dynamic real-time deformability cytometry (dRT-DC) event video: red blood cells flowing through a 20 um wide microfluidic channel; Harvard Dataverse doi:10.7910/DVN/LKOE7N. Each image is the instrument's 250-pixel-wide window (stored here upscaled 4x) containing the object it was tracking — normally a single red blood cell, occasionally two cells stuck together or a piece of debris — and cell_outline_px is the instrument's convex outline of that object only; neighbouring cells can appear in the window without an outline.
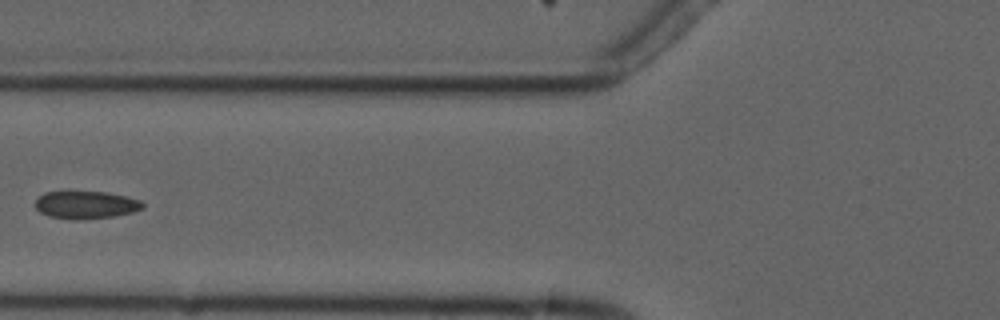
{"species": "common noctule bat (a hibernating species)", "species_latin": "Nyctalus noctula", "temperature_condition": "cold", "stored_images_in_passage": 7, "camera_frame_rate_fps": 3000, "um_per_image_px": 0.085, "animal": {"sex": "male", "forearm_length_mm": 52.5}, "frame": {"image": 1, "passage_image": 3, "time_ms": 2.333, "image_size_px": [1000, 320], "cell_outline_px": [[144, 208], [132, 212], [112, 216], [80, 220], [76, 220], [48, 216], [40, 212], [36, 208], [36, 200], [44, 192], [64, 188], [104, 192], [124, 196], [140, 200], [144, 204]], "centroid_in_image_um": [7.23, 17.36], "position_along_channel_um": 118.6, "area_um2": 17.98}}
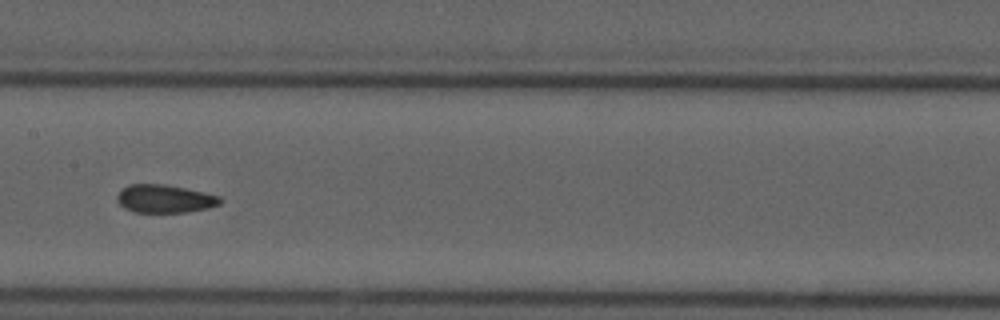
{"frame": {"image": 2, "passage_image": 5, "time_ms": 4.333, "image_size_px": [1000, 320], "cell_outline_px": [[224, 200], [220, 204], [208, 208], [188, 212], [132, 212], [124, 208], [116, 200], [116, 196], [128, 184], [164, 184], [204, 192], [220, 196]], "centroid_in_image_um": [14.01, 16.9], "position_along_channel_um": 193.4, "area_um2": 16.94}}
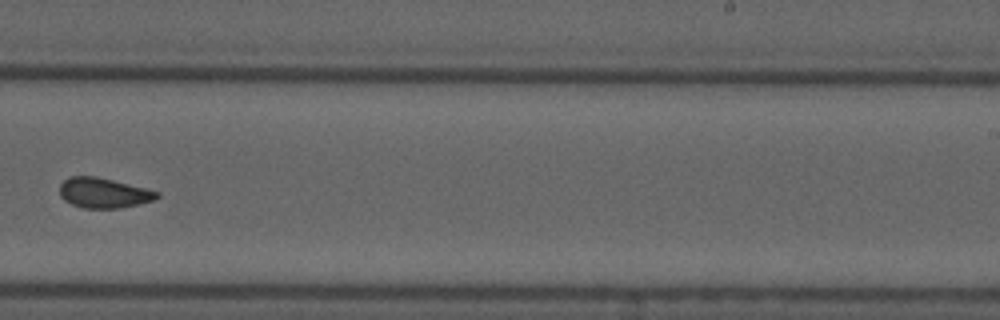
{"frame": {"image": 3, "passage_image": 7, "time_ms": 6.667, "image_size_px": [1000, 320], "cell_outline_px": [[160, 196], [156, 200], [120, 208], [84, 208], [72, 204], [64, 200], [60, 196], [60, 184], [68, 176], [96, 176], [160, 192]], "centroid_in_image_um": [8.8, 16.4], "position_along_channel_um": 280.2, "area_um2": 17.05}}